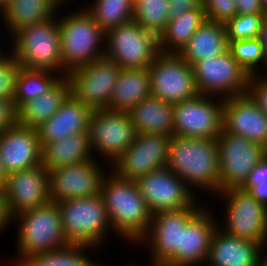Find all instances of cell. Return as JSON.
<instances>
[{
	"label": "cell",
	"mask_w": 267,
	"mask_h": 266,
	"mask_svg": "<svg viewBox=\"0 0 267 266\" xmlns=\"http://www.w3.org/2000/svg\"><path fill=\"white\" fill-rule=\"evenodd\" d=\"M248 93L267 115V74L250 76Z\"/></svg>",
	"instance_id": "cell-40"
},
{
	"label": "cell",
	"mask_w": 267,
	"mask_h": 266,
	"mask_svg": "<svg viewBox=\"0 0 267 266\" xmlns=\"http://www.w3.org/2000/svg\"><path fill=\"white\" fill-rule=\"evenodd\" d=\"M159 53L158 36L134 20L105 33L104 56L122 69L148 68Z\"/></svg>",
	"instance_id": "cell-8"
},
{
	"label": "cell",
	"mask_w": 267,
	"mask_h": 266,
	"mask_svg": "<svg viewBox=\"0 0 267 266\" xmlns=\"http://www.w3.org/2000/svg\"><path fill=\"white\" fill-rule=\"evenodd\" d=\"M238 14L264 13L259 0H234Z\"/></svg>",
	"instance_id": "cell-45"
},
{
	"label": "cell",
	"mask_w": 267,
	"mask_h": 266,
	"mask_svg": "<svg viewBox=\"0 0 267 266\" xmlns=\"http://www.w3.org/2000/svg\"><path fill=\"white\" fill-rule=\"evenodd\" d=\"M172 135L137 133L133 143L110 165L119 178L136 180L149 172L165 167Z\"/></svg>",
	"instance_id": "cell-16"
},
{
	"label": "cell",
	"mask_w": 267,
	"mask_h": 266,
	"mask_svg": "<svg viewBox=\"0 0 267 266\" xmlns=\"http://www.w3.org/2000/svg\"><path fill=\"white\" fill-rule=\"evenodd\" d=\"M219 153V192L241 188L267 148L224 129L217 137Z\"/></svg>",
	"instance_id": "cell-12"
},
{
	"label": "cell",
	"mask_w": 267,
	"mask_h": 266,
	"mask_svg": "<svg viewBox=\"0 0 267 266\" xmlns=\"http://www.w3.org/2000/svg\"><path fill=\"white\" fill-rule=\"evenodd\" d=\"M8 3V0H0V14L4 11Z\"/></svg>",
	"instance_id": "cell-51"
},
{
	"label": "cell",
	"mask_w": 267,
	"mask_h": 266,
	"mask_svg": "<svg viewBox=\"0 0 267 266\" xmlns=\"http://www.w3.org/2000/svg\"><path fill=\"white\" fill-rule=\"evenodd\" d=\"M259 266H267V247L264 249L261 255Z\"/></svg>",
	"instance_id": "cell-49"
},
{
	"label": "cell",
	"mask_w": 267,
	"mask_h": 266,
	"mask_svg": "<svg viewBox=\"0 0 267 266\" xmlns=\"http://www.w3.org/2000/svg\"><path fill=\"white\" fill-rule=\"evenodd\" d=\"M258 183H267V153L252 169L244 185H257Z\"/></svg>",
	"instance_id": "cell-43"
},
{
	"label": "cell",
	"mask_w": 267,
	"mask_h": 266,
	"mask_svg": "<svg viewBox=\"0 0 267 266\" xmlns=\"http://www.w3.org/2000/svg\"><path fill=\"white\" fill-rule=\"evenodd\" d=\"M228 49L225 24L206 19L178 54L193 66L196 62L222 55Z\"/></svg>",
	"instance_id": "cell-26"
},
{
	"label": "cell",
	"mask_w": 267,
	"mask_h": 266,
	"mask_svg": "<svg viewBox=\"0 0 267 266\" xmlns=\"http://www.w3.org/2000/svg\"><path fill=\"white\" fill-rule=\"evenodd\" d=\"M243 190L248 191L257 201L267 208V183L257 185H243Z\"/></svg>",
	"instance_id": "cell-46"
},
{
	"label": "cell",
	"mask_w": 267,
	"mask_h": 266,
	"mask_svg": "<svg viewBox=\"0 0 267 266\" xmlns=\"http://www.w3.org/2000/svg\"><path fill=\"white\" fill-rule=\"evenodd\" d=\"M60 7L63 9L56 0H8L0 22L12 37L21 28L53 18Z\"/></svg>",
	"instance_id": "cell-27"
},
{
	"label": "cell",
	"mask_w": 267,
	"mask_h": 266,
	"mask_svg": "<svg viewBox=\"0 0 267 266\" xmlns=\"http://www.w3.org/2000/svg\"><path fill=\"white\" fill-rule=\"evenodd\" d=\"M57 205L63 231L70 244L88 245L99 250L105 239L113 233L107 209L100 194L66 199L58 202Z\"/></svg>",
	"instance_id": "cell-6"
},
{
	"label": "cell",
	"mask_w": 267,
	"mask_h": 266,
	"mask_svg": "<svg viewBox=\"0 0 267 266\" xmlns=\"http://www.w3.org/2000/svg\"><path fill=\"white\" fill-rule=\"evenodd\" d=\"M122 68L103 56L67 74L71 94L92 111L108 109L113 87Z\"/></svg>",
	"instance_id": "cell-15"
},
{
	"label": "cell",
	"mask_w": 267,
	"mask_h": 266,
	"mask_svg": "<svg viewBox=\"0 0 267 266\" xmlns=\"http://www.w3.org/2000/svg\"><path fill=\"white\" fill-rule=\"evenodd\" d=\"M265 248L263 244L229 235L217 226L205 266H259Z\"/></svg>",
	"instance_id": "cell-23"
},
{
	"label": "cell",
	"mask_w": 267,
	"mask_h": 266,
	"mask_svg": "<svg viewBox=\"0 0 267 266\" xmlns=\"http://www.w3.org/2000/svg\"><path fill=\"white\" fill-rule=\"evenodd\" d=\"M136 134L128 112L103 109L91 113L88 136L91 151L95 152L93 155L97 160L96 155H99L106 161L104 163L111 165L129 148Z\"/></svg>",
	"instance_id": "cell-10"
},
{
	"label": "cell",
	"mask_w": 267,
	"mask_h": 266,
	"mask_svg": "<svg viewBox=\"0 0 267 266\" xmlns=\"http://www.w3.org/2000/svg\"><path fill=\"white\" fill-rule=\"evenodd\" d=\"M192 68L201 95L225 99L248 93L250 76L229 49L217 57L196 62Z\"/></svg>",
	"instance_id": "cell-13"
},
{
	"label": "cell",
	"mask_w": 267,
	"mask_h": 266,
	"mask_svg": "<svg viewBox=\"0 0 267 266\" xmlns=\"http://www.w3.org/2000/svg\"><path fill=\"white\" fill-rule=\"evenodd\" d=\"M206 19L204 8L198 7L169 20L158 37L160 52L178 54Z\"/></svg>",
	"instance_id": "cell-31"
},
{
	"label": "cell",
	"mask_w": 267,
	"mask_h": 266,
	"mask_svg": "<svg viewBox=\"0 0 267 266\" xmlns=\"http://www.w3.org/2000/svg\"><path fill=\"white\" fill-rule=\"evenodd\" d=\"M151 95L175 104L197 97L193 68L177 53L160 52L148 67Z\"/></svg>",
	"instance_id": "cell-14"
},
{
	"label": "cell",
	"mask_w": 267,
	"mask_h": 266,
	"mask_svg": "<svg viewBox=\"0 0 267 266\" xmlns=\"http://www.w3.org/2000/svg\"><path fill=\"white\" fill-rule=\"evenodd\" d=\"M265 13L237 14L226 24L228 41L257 38L261 32Z\"/></svg>",
	"instance_id": "cell-37"
},
{
	"label": "cell",
	"mask_w": 267,
	"mask_h": 266,
	"mask_svg": "<svg viewBox=\"0 0 267 266\" xmlns=\"http://www.w3.org/2000/svg\"><path fill=\"white\" fill-rule=\"evenodd\" d=\"M228 43L233 58L249 76L265 74L263 70L266 71L265 56L259 37L228 41Z\"/></svg>",
	"instance_id": "cell-36"
},
{
	"label": "cell",
	"mask_w": 267,
	"mask_h": 266,
	"mask_svg": "<svg viewBox=\"0 0 267 266\" xmlns=\"http://www.w3.org/2000/svg\"><path fill=\"white\" fill-rule=\"evenodd\" d=\"M8 173L4 167L1 155H0V188H5L7 179H8Z\"/></svg>",
	"instance_id": "cell-48"
},
{
	"label": "cell",
	"mask_w": 267,
	"mask_h": 266,
	"mask_svg": "<svg viewBox=\"0 0 267 266\" xmlns=\"http://www.w3.org/2000/svg\"><path fill=\"white\" fill-rule=\"evenodd\" d=\"M13 214L8 205V198L5 188H0V234L5 231V228L13 223ZM1 236V235H0Z\"/></svg>",
	"instance_id": "cell-44"
},
{
	"label": "cell",
	"mask_w": 267,
	"mask_h": 266,
	"mask_svg": "<svg viewBox=\"0 0 267 266\" xmlns=\"http://www.w3.org/2000/svg\"><path fill=\"white\" fill-rule=\"evenodd\" d=\"M135 182L152 214L185 208L198 198L167 166L153 170Z\"/></svg>",
	"instance_id": "cell-17"
},
{
	"label": "cell",
	"mask_w": 267,
	"mask_h": 266,
	"mask_svg": "<svg viewBox=\"0 0 267 266\" xmlns=\"http://www.w3.org/2000/svg\"><path fill=\"white\" fill-rule=\"evenodd\" d=\"M188 188L213 197L219 193V153L217 139L172 135L166 165Z\"/></svg>",
	"instance_id": "cell-2"
},
{
	"label": "cell",
	"mask_w": 267,
	"mask_h": 266,
	"mask_svg": "<svg viewBox=\"0 0 267 266\" xmlns=\"http://www.w3.org/2000/svg\"><path fill=\"white\" fill-rule=\"evenodd\" d=\"M216 196L226 205L224 219L220 220L225 223L218 227L229 235L267 247V208L242 188L227 189Z\"/></svg>",
	"instance_id": "cell-7"
},
{
	"label": "cell",
	"mask_w": 267,
	"mask_h": 266,
	"mask_svg": "<svg viewBox=\"0 0 267 266\" xmlns=\"http://www.w3.org/2000/svg\"><path fill=\"white\" fill-rule=\"evenodd\" d=\"M58 3H59V5H61V6H64V5H68V3H70V1H71V4H72V0H56ZM74 1V0H73Z\"/></svg>",
	"instance_id": "cell-52"
},
{
	"label": "cell",
	"mask_w": 267,
	"mask_h": 266,
	"mask_svg": "<svg viewBox=\"0 0 267 266\" xmlns=\"http://www.w3.org/2000/svg\"><path fill=\"white\" fill-rule=\"evenodd\" d=\"M100 195L114 235L136 246L147 234L152 220V213L136 182L121 179L110 170L102 181Z\"/></svg>",
	"instance_id": "cell-1"
},
{
	"label": "cell",
	"mask_w": 267,
	"mask_h": 266,
	"mask_svg": "<svg viewBox=\"0 0 267 266\" xmlns=\"http://www.w3.org/2000/svg\"><path fill=\"white\" fill-rule=\"evenodd\" d=\"M92 250L94 253L92 246L70 244L58 250L29 256L17 266H97L98 262L92 260L94 257L86 253Z\"/></svg>",
	"instance_id": "cell-32"
},
{
	"label": "cell",
	"mask_w": 267,
	"mask_h": 266,
	"mask_svg": "<svg viewBox=\"0 0 267 266\" xmlns=\"http://www.w3.org/2000/svg\"><path fill=\"white\" fill-rule=\"evenodd\" d=\"M0 155L8 174L41 164L37 130L16 124L0 133Z\"/></svg>",
	"instance_id": "cell-22"
},
{
	"label": "cell",
	"mask_w": 267,
	"mask_h": 266,
	"mask_svg": "<svg viewBox=\"0 0 267 266\" xmlns=\"http://www.w3.org/2000/svg\"><path fill=\"white\" fill-rule=\"evenodd\" d=\"M5 190L13 216L50 203L49 171L39 164L11 173Z\"/></svg>",
	"instance_id": "cell-19"
},
{
	"label": "cell",
	"mask_w": 267,
	"mask_h": 266,
	"mask_svg": "<svg viewBox=\"0 0 267 266\" xmlns=\"http://www.w3.org/2000/svg\"><path fill=\"white\" fill-rule=\"evenodd\" d=\"M202 7L208 20L221 24L238 14L234 0H202Z\"/></svg>",
	"instance_id": "cell-39"
},
{
	"label": "cell",
	"mask_w": 267,
	"mask_h": 266,
	"mask_svg": "<svg viewBox=\"0 0 267 266\" xmlns=\"http://www.w3.org/2000/svg\"><path fill=\"white\" fill-rule=\"evenodd\" d=\"M170 10L169 20L198 7H202V0H168Z\"/></svg>",
	"instance_id": "cell-42"
},
{
	"label": "cell",
	"mask_w": 267,
	"mask_h": 266,
	"mask_svg": "<svg viewBox=\"0 0 267 266\" xmlns=\"http://www.w3.org/2000/svg\"><path fill=\"white\" fill-rule=\"evenodd\" d=\"M0 45V98L13 101L16 94L17 76L20 70L18 60Z\"/></svg>",
	"instance_id": "cell-38"
},
{
	"label": "cell",
	"mask_w": 267,
	"mask_h": 266,
	"mask_svg": "<svg viewBox=\"0 0 267 266\" xmlns=\"http://www.w3.org/2000/svg\"><path fill=\"white\" fill-rule=\"evenodd\" d=\"M260 6L265 14H267V0H259Z\"/></svg>",
	"instance_id": "cell-50"
},
{
	"label": "cell",
	"mask_w": 267,
	"mask_h": 266,
	"mask_svg": "<svg viewBox=\"0 0 267 266\" xmlns=\"http://www.w3.org/2000/svg\"><path fill=\"white\" fill-rule=\"evenodd\" d=\"M9 39L12 42L9 51L21 67L49 70L63 76L57 14L47 21L21 28Z\"/></svg>",
	"instance_id": "cell-5"
},
{
	"label": "cell",
	"mask_w": 267,
	"mask_h": 266,
	"mask_svg": "<svg viewBox=\"0 0 267 266\" xmlns=\"http://www.w3.org/2000/svg\"><path fill=\"white\" fill-rule=\"evenodd\" d=\"M62 77L49 70L20 67L13 103L18 109L24 102L42 96Z\"/></svg>",
	"instance_id": "cell-33"
},
{
	"label": "cell",
	"mask_w": 267,
	"mask_h": 266,
	"mask_svg": "<svg viewBox=\"0 0 267 266\" xmlns=\"http://www.w3.org/2000/svg\"><path fill=\"white\" fill-rule=\"evenodd\" d=\"M88 132L67 136L41 147V164L48 170L94 160Z\"/></svg>",
	"instance_id": "cell-28"
},
{
	"label": "cell",
	"mask_w": 267,
	"mask_h": 266,
	"mask_svg": "<svg viewBox=\"0 0 267 266\" xmlns=\"http://www.w3.org/2000/svg\"><path fill=\"white\" fill-rule=\"evenodd\" d=\"M132 4H134V2L136 1V0H129Z\"/></svg>",
	"instance_id": "cell-54"
},
{
	"label": "cell",
	"mask_w": 267,
	"mask_h": 266,
	"mask_svg": "<svg viewBox=\"0 0 267 266\" xmlns=\"http://www.w3.org/2000/svg\"><path fill=\"white\" fill-rule=\"evenodd\" d=\"M173 135L217 139L223 130L224 99L201 95L173 104Z\"/></svg>",
	"instance_id": "cell-11"
},
{
	"label": "cell",
	"mask_w": 267,
	"mask_h": 266,
	"mask_svg": "<svg viewBox=\"0 0 267 266\" xmlns=\"http://www.w3.org/2000/svg\"><path fill=\"white\" fill-rule=\"evenodd\" d=\"M151 95V78L148 68L121 69L113 87L109 110L128 112Z\"/></svg>",
	"instance_id": "cell-29"
},
{
	"label": "cell",
	"mask_w": 267,
	"mask_h": 266,
	"mask_svg": "<svg viewBox=\"0 0 267 266\" xmlns=\"http://www.w3.org/2000/svg\"><path fill=\"white\" fill-rule=\"evenodd\" d=\"M168 0H136L133 4V20L158 37L169 21Z\"/></svg>",
	"instance_id": "cell-35"
},
{
	"label": "cell",
	"mask_w": 267,
	"mask_h": 266,
	"mask_svg": "<svg viewBox=\"0 0 267 266\" xmlns=\"http://www.w3.org/2000/svg\"><path fill=\"white\" fill-rule=\"evenodd\" d=\"M130 263H128V264L126 263L125 266H137L136 264H133L132 262H130ZM97 266H105V265L103 263L100 265V263L98 262ZM138 266H141V265H138ZM149 266H154V265L150 263Z\"/></svg>",
	"instance_id": "cell-53"
},
{
	"label": "cell",
	"mask_w": 267,
	"mask_h": 266,
	"mask_svg": "<svg viewBox=\"0 0 267 266\" xmlns=\"http://www.w3.org/2000/svg\"><path fill=\"white\" fill-rule=\"evenodd\" d=\"M91 3L90 6L83 7L94 17L105 33L109 29L133 20V4L129 0H92Z\"/></svg>",
	"instance_id": "cell-34"
},
{
	"label": "cell",
	"mask_w": 267,
	"mask_h": 266,
	"mask_svg": "<svg viewBox=\"0 0 267 266\" xmlns=\"http://www.w3.org/2000/svg\"><path fill=\"white\" fill-rule=\"evenodd\" d=\"M100 159L59 167L49 171V188L52 202L70 198L90 197L101 193L104 177L110 171L102 167ZM100 164V165H99Z\"/></svg>",
	"instance_id": "cell-18"
},
{
	"label": "cell",
	"mask_w": 267,
	"mask_h": 266,
	"mask_svg": "<svg viewBox=\"0 0 267 266\" xmlns=\"http://www.w3.org/2000/svg\"><path fill=\"white\" fill-rule=\"evenodd\" d=\"M91 113L87 105L70 94L59 110L36 129L40 147L70 135L88 132Z\"/></svg>",
	"instance_id": "cell-24"
},
{
	"label": "cell",
	"mask_w": 267,
	"mask_h": 266,
	"mask_svg": "<svg viewBox=\"0 0 267 266\" xmlns=\"http://www.w3.org/2000/svg\"><path fill=\"white\" fill-rule=\"evenodd\" d=\"M197 198L190 206L179 210L159 211L152 214L147 234L138 245L147 246L150 252V263L164 266L180 249L182 230L189 221L205 206ZM143 243V244H142Z\"/></svg>",
	"instance_id": "cell-9"
},
{
	"label": "cell",
	"mask_w": 267,
	"mask_h": 266,
	"mask_svg": "<svg viewBox=\"0 0 267 266\" xmlns=\"http://www.w3.org/2000/svg\"><path fill=\"white\" fill-rule=\"evenodd\" d=\"M13 221L18 224L15 240L18 256H15V260L11 259L10 263L13 262L11 266H17L34 254L54 251L70 245L63 231L56 202L51 201L43 206L21 212L13 217Z\"/></svg>",
	"instance_id": "cell-3"
},
{
	"label": "cell",
	"mask_w": 267,
	"mask_h": 266,
	"mask_svg": "<svg viewBox=\"0 0 267 266\" xmlns=\"http://www.w3.org/2000/svg\"><path fill=\"white\" fill-rule=\"evenodd\" d=\"M223 129L267 148V115L249 93L224 99Z\"/></svg>",
	"instance_id": "cell-21"
},
{
	"label": "cell",
	"mask_w": 267,
	"mask_h": 266,
	"mask_svg": "<svg viewBox=\"0 0 267 266\" xmlns=\"http://www.w3.org/2000/svg\"><path fill=\"white\" fill-rule=\"evenodd\" d=\"M136 133L173 135V104L148 96L128 111Z\"/></svg>",
	"instance_id": "cell-30"
},
{
	"label": "cell",
	"mask_w": 267,
	"mask_h": 266,
	"mask_svg": "<svg viewBox=\"0 0 267 266\" xmlns=\"http://www.w3.org/2000/svg\"><path fill=\"white\" fill-rule=\"evenodd\" d=\"M17 124V109L13 101L0 98V133Z\"/></svg>",
	"instance_id": "cell-41"
},
{
	"label": "cell",
	"mask_w": 267,
	"mask_h": 266,
	"mask_svg": "<svg viewBox=\"0 0 267 266\" xmlns=\"http://www.w3.org/2000/svg\"><path fill=\"white\" fill-rule=\"evenodd\" d=\"M74 9V12L65 13V16L59 14V9L57 12V16H62L58 17V22L63 76L105 54V32L86 8Z\"/></svg>",
	"instance_id": "cell-4"
},
{
	"label": "cell",
	"mask_w": 267,
	"mask_h": 266,
	"mask_svg": "<svg viewBox=\"0 0 267 266\" xmlns=\"http://www.w3.org/2000/svg\"><path fill=\"white\" fill-rule=\"evenodd\" d=\"M70 94L69 78L62 76L45 94L24 102L17 109V124L37 129L59 110Z\"/></svg>",
	"instance_id": "cell-25"
},
{
	"label": "cell",
	"mask_w": 267,
	"mask_h": 266,
	"mask_svg": "<svg viewBox=\"0 0 267 266\" xmlns=\"http://www.w3.org/2000/svg\"><path fill=\"white\" fill-rule=\"evenodd\" d=\"M259 39L263 45V51H264V56H265V64H266V72L267 74V14H265L263 21H262V26H261V32L259 35Z\"/></svg>",
	"instance_id": "cell-47"
},
{
	"label": "cell",
	"mask_w": 267,
	"mask_h": 266,
	"mask_svg": "<svg viewBox=\"0 0 267 266\" xmlns=\"http://www.w3.org/2000/svg\"><path fill=\"white\" fill-rule=\"evenodd\" d=\"M208 208L205 205L182 230L181 247L164 266H205L211 237L220 224Z\"/></svg>",
	"instance_id": "cell-20"
}]
</instances>
